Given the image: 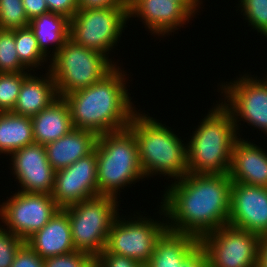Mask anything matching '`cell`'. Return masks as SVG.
Listing matches in <instances>:
<instances>
[{
    "mask_svg": "<svg viewBox=\"0 0 267 267\" xmlns=\"http://www.w3.org/2000/svg\"><path fill=\"white\" fill-rule=\"evenodd\" d=\"M232 183L228 174L188 173L166 185L159 203L168 230L200 239L228 225Z\"/></svg>",
    "mask_w": 267,
    "mask_h": 267,
    "instance_id": "1",
    "label": "cell"
},
{
    "mask_svg": "<svg viewBox=\"0 0 267 267\" xmlns=\"http://www.w3.org/2000/svg\"><path fill=\"white\" fill-rule=\"evenodd\" d=\"M122 67L117 65L100 81L63 97L75 129L91 131L99 136L128 127L138 108L128 90L132 75Z\"/></svg>",
    "mask_w": 267,
    "mask_h": 267,
    "instance_id": "2",
    "label": "cell"
},
{
    "mask_svg": "<svg viewBox=\"0 0 267 267\" xmlns=\"http://www.w3.org/2000/svg\"><path fill=\"white\" fill-rule=\"evenodd\" d=\"M145 111L137 109L127 127L136 139L145 179L157 175L168 182L181 179L188 174L187 137L182 139L178 130Z\"/></svg>",
    "mask_w": 267,
    "mask_h": 267,
    "instance_id": "3",
    "label": "cell"
},
{
    "mask_svg": "<svg viewBox=\"0 0 267 267\" xmlns=\"http://www.w3.org/2000/svg\"><path fill=\"white\" fill-rule=\"evenodd\" d=\"M215 101L186 140L188 173H229L233 147L240 137L232 113Z\"/></svg>",
    "mask_w": 267,
    "mask_h": 267,
    "instance_id": "4",
    "label": "cell"
},
{
    "mask_svg": "<svg viewBox=\"0 0 267 267\" xmlns=\"http://www.w3.org/2000/svg\"><path fill=\"white\" fill-rule=\"evenodd\" d=\"M94 150L98 195L122 199L119 197L123 190L146 180L139 163L136 139L128 128L99 135Z\"/></svg>",
    "mask_w": 267,
    "mask_h": 267,
    "instance_id": "5",
    "label": "cell"
},
{
    "mask_svg": "<svg viewBox=\"0 0 267 267\" xmlns=\"http://www.w3.org/2000/svg\"><path fill=\"white\" fill-rule=\"evenodd\" d=\"M82 47L67 39L50 60L49 71L58 97L89 87L100 81L119 64V59Z\"/></svg>",
    "mask_w": 267,
    "mask_h": 267,
    "instance_id": "6",
    "label": "cell"
},
{
    "mask_svg": "<svg viewBox=\"0 0 267 267\" xmlns=\"http://www.w3.org/2000/svg\"><path fill=\"white\" fill-rule=\"evenodd\" d=\"M118 200L97 195L63 209L69 217L76 250L96 258L105 249L110 229L122 209Z\"/></svg>",
    "mask_w": 267,
    "mask_h": 267,
    "instance_id": "7",
    "label": "cell"
},
{
    "mask_svg": "<svg viewBox=\"0 0 267 267\" xmlns=\"http://www.w3.org/2000/svg\"><path fill=\"white\" fill-rule=\"evenodd\" d=\"M156 209L160 220L144 214L145 210L134 211L128 216L119 214L110 229L105 249L137 262L149 261L158 240L168 230L162 206L157 205Z\"/></svg>",
    "mask_w": 267,
    "mask_h": 267,
    "instance_id": "8",
    "label": "cell"
},
{
    "mask_svg": "<svg viewBox=\"0 0 267 267\" xmlns=\"http://www.w3.org/2000/svg\"><path fill=\"white\" fill-rule=\"evenodd\" d=\"M259 78L250 71L239 74V77L236 75L235 80L216 85L217 92L222 95L219 101L232 113L240 138L243 122L267 137V80Z\"/></svg>",
    "mask_w": 267,
    "mask_h": 267,
    "instance_id": "9",
    "label": "cell"
},
{
    "mask_svg": "<svg viewBox=\"0 0 267 267\" xmlns=\"http://www.w3.org/2000/svg\"><path fill=\"white\" fill-rule=\"evenodd\" d=\"M127 24L128 10L124 6L78 9L69 21V39L110 58Z\"/></svg>",
    "mask_w": 267,
    "mask_h": 267,
    "instance_id": "10",
    "label": "cell"
},
{
    "mask_svg": "<svg viewBox=\"0 0 267 267\" xmlns=\"http://www.w3.org/2000/svg\"><path fill=\"white\" fill-rule=\"evenodd\" d=\"M11 193L0 204V224L24 241L41 230L60 209L51 194Z\"/></svg>",
    "mask_w": 267,
    "mask_h": 267,
    "instance_id": "11",
    "label": "cell"
},
{
    "mask_svg": "<svg viewBox=\"0 0 267 267\" xmlns=\"http://www.w3.org/2000/svg\"><path fill=\"white\" fill-rule=\"evenodd\" d=\"M260 236L230 225L199 239L208 267H257Z\"/></svg>",
    "mask_w": 267,
    "mask_h": 267,
    "instance_id": "12",
    "label": "cell"
},
{
    "mask_svg": "<svg viewBox=\"0 0 267 267\" xmlns=\"http://www.w3.org/2000/svg\"><path fill=\"white\" fill-rule=\"evenodd\" d=\"M51 195L60 209L97 196L96 151L64 169L55 171Z\"/></svg>",
    "mask_w": 267,
    "mask_h": 267,
    "instance_id": "13",
    "label": "cell"
},
{
    "mask_svg": "<svg viewBox=\"0 0 267 267\" xmlns=\"http://www.w3.org/2000/svg\"><path fill=\"white\" fill-rule=\"evenodd\" d=\"M10 156L8 169L19 184L17 191L52 194L55 170L49 164L44 145L33 143Z\"/></svg>",
    "mask_w": 267,
    "mask_h": 267,
    "instance_id": "14",
    "label": "cell"
},
{
    "mask_svg": "<svg viewBox=\"0 0 267 267\" xmlns=\"http://www.w3.org/2000/svg\"><path fill=\"white\" fill-rule=\"evenodd\" d=\"M228 225L267 235V187L233 182Z\"/></svg>",
    "mask_w": 267,
    "mask_h": 267,
    "instance_id": "15",
    "label": "cell"
},
{
    "mask_svg": "<svg viewBox=\"0 0 267 267\" xmlns=\"http://www.w3.org/2000/svg\"><path fill=\"white\" fill-rule=\"evenodd\" d=\"M137 17L154 37L178 33L195 18L180 2L174 0H138L128 9V22Z\"/></svg>",
    "mask_w": 267,
    "mask_h": 267,
    "instance_id": "16",
    "label": "cell"
},
{
    "mask_svg": "<svg viewBox=\"0 0 267 267\" xmlns=\"http://www.w3.org/2000/svg\"><path fill=\"white\" fill-rule=\"evenodd\" d=\"M255 142L244 136L235 142L228 175L233 182L267 187V146Z\"/></svg>",
    "mask_w": 267,
    "mask_h": 267,
    "instance_id": "17",
    "label": "cell"
},
{
    "mask_svg": "<svg viewBox=\"0 0 267 267\" xmlns=\"http://www.w3.org/2000/svg\"><path fill=\"white\" fill-rule=\"evenodd\" d=\"M41 258L75 251L68 214L59 209L50 221L26 241Z\"/></svg>",
    "mask_w": 267,
    "mask_h": 267,
    "instance_id": "18",
    "label": "cell"
},
{
    "mask_svg": "<svg viewBox=\"0 0 267 267\" xmlns=\"http://www.w3.org/2000/svg\"><path fill=\"white\" fill-rule=\"evenodd\" d=\"M98 136L87 130L73 128L68 134L45 145L51 167L57 171L91 154Z\"/></svg>",
    "mask_w": 267,
    "mask_h": 267,
    "instance_id": "19",
    "label": "cell"
},
{
    "mask_svg": "<svg viewBox=\"0 0 267 267\" xmlns=\"http://www.w3.org/2000/svg\"><path fill=\"white\" fill-rule=\"evenodd\" d=\"M24 81L17 102L11 112L32 117L58 98L55 81L49 70L44 74L33 72Z\"/></svg>",
    "mask_w": 267,
    "mask_h": 267,
    "instance_id": "20",
    "label": "cell"
},
{
    "mask_svg": "<svg viewBox=\"0 0 267 267\" xmlns=\"http://www.w3.org/2000/svg\"><path fill=\"white\" fill-rule=\"evenodd\" d=\"M34 142L41 145L54 142L68 134L72 125L69 106L58 97L47 108L31 117Z\"/></svg>",
    "mask_w": 267,
    "mask_h": 267,
    "instance_id": "21",
    "label": "cell"
},
{
    "mask_svg": "<svg viewBox=\"0 0 267 267\" xmlns=\"http://www.w3.org/2000/svg\"><path fill=\"white\" fill-rule=\"evenodd\" d=\"M69 21L66 16L52 12L30 20L28 26L33 31L41 52L49 61L69 38Z\"/></svg>",
    "mask_w": 267,
    "mask_h": 267,
    "instance_id": "22",
    "label": "cell"
},
{
    "mask_svg": "<svg viewBox=\"0 0 267 267\" xmlns=\"http://www.w3.org/2000/svg\"><path fill=\"white\" fill-rule=\"evenodd\" d=\"M200 245L199 239L167 230L149 259L151 267H178Z\"/></svg>",
    "mask_w": 267,
    "mask_h": 267,
    "instance_id": "23",
    "label": "cell"
},
{
    "mask_svg": "<svg viewBox=\"0 0 267 267\" xmlns=\"http://www.w3.org/2000/svg\"><path fill=\"white\" fill-rule=\"evenodd\" d=\"M34 142L31 117L0 112V156L10 157L16 150Z\"/></svg>",
    "mask_w": 267,
    "mask_h": 267,
    "instance_id": "24",
    "label": "cell"
},
{
    "mask_svg": "<svg viewBox=\"0 0 267 267\" xmlns=\"http://www.w3.org/2000/svg\"><path fill=\"white\" fill-rule=\"evenodd\" d=\"M15 48L20 62L31 72L41 69L43 73V69H45V72L49 70L50 61L41 52L37 39L29 26L15 28Z\"/></svg>",
    "mask_w": 267,
    "mask_h": 267,
    "instance_id": "25",
    "label": "cell"
},
{
    "mask_svg": "<svg viewBox=\"0 0 267 267\" xmlns=\"http://www.w3.org/2000/svg\"><path fill=\"white\" fill-rule=\"evenodd\" d=\"M237 10L251 30L267 39V0H238ZM239 8V9H238Z\"/></svg>",
    "mask_w": 267,
    "mask_h": 267,
    "instance_id": "26",
    "label": "cell"
},
{
    "mask_svg": "<svg viewBox=\"0 0 267 267\" xmlns=\"http://www.w3.org/2000/svg\"><path fill=\"white\" fill-rule=\"evenodd\" d=\"M33 72L0 73V112L12 111L23 81Z\"/></svg>",
    "mask_w": 267,
    "mask_h": 267,
    "instance_id": "27",
    "label": "cell"
},
{
    "mask_svg": "<svg viewBox=\"0 0 267 267\" xmlns=\"http://www.w3.org/2000/svg\"><path fill=\"white\" fill-rule=\"evenodd\" d=\"M28 70L19 60L15 48V29H0V73Z\"/></svg>",
    "mask_w": 267,
    "mask_h": 267,
    "instance_id": "28",
    "label": "cell"
},
{
    "mask_svg": "<svg viewBox=\"0 0 267 267\" xmlns=\"http://www.w3.org/2000/svg\"><path fill=\"white\" fill-rule=\"evenodd\" d=\"M29 23L22 0H0V29L24 28Z\"/></svg>",
    "mask_w": 267,
    "mask_h": 267,
    "instance_id": "29",
    "label": "cell"
},
{
    "mask_svg": "<svg viewBox=\"0 0 267 267\" xmlns=\"http://www.w3.org/2000/svg\"><path fill=\"white\" fill-rule=\"evenodd\" d=\"M24 243V240L0 224V267H11L16 253Z\"/></svg>",
    "mask_w": 267,
    "mask_h": 267,
    "instance_id": "30",
    "label": "cell"
},
{
    "mask_svg": "<svg viewBox=\"0 0 267 267\" xmlns=\"http://www.w3.org/2000/svg\"><path fill=\"white\" fill-rule=\"evenodd\" d=\"M93 259L89 253L75 250L68 254L44 258V267H87Z\"/></svg>",
    "mask_w": 267,
    "mask_h": 267,
    "instance_id": "31",
    "label": "cell"
},
{
    "mask_svg": "<svg viewBox=\"0 0 267 267\" xmlns=\"http://www.w3.org/2000/svg\"><path fill=\"white\" fill-rule=\"evenodd\" d=\"M11 267H44V259L25 242L16 253Z\"/></svg>",
    "mask_w": 267,
    "mask_h": 267,
    "instance_id": "32",
    "label": "cell"
},
{
    "mask_svg": "<svg viewBox=\"0 0 267 267\" xmlns=\"http://www.w3.org/2000/svg\"><path fill=\"white\" fill-rule=\"evenodd\" d=\"M101 267H136L137 261L104 249L96 258Z\"/></svg>",
    "mask_w": 267,
    "mask_h": 267,
    "instance_id": "33",
    "label": "cell"
},
{
    "mask_svg": "<svg viewBox=\"0 0 267 267\" xmlns=\"http://www.w3.org/2000/svg\"><path fill=\"white\" fill-rule=\"evenodd\" d=\"M49 12L58 13L71 19L78 11L77 0H46Z\"/></svg>",
    "mask_w": 267,
    "mask_h": 267,
    "instance_id": "34",
    "label": "cell"
},
{
    "mask_svg": "<svg viewBox=\"0 0 267 267\" xmlns=\"http://www.w3.org/2000/svg\"><path fill=\"white\" fill-rule=\"evenodd\" d=\"M22 3L29 20L39 15L49 13L46 0H22Z\"/></svg>",
    "mask_w": 267,
    "mask_h": 267,
    "instance_id": "35",
    "label": "cell"
},
{
    "mask_svg": "<svg viewBox=\"0 0 267 267\" xmlns=\"http://www.w3.org/2000/svg\"><path fill=\"white\" fill-rule=\"evenodd\" d=\"M178 267H208L204 249L199 245Z\"/></svg>",
    "mask_w": 267,
    "mask_h": 267,
    "instance_id": "36",
    "label": "cell"
},
{
    "mask_svg": "<svg viewBox=\"0 0 267 267\" xmlns=\"http://www.w3.org/2000/svg\"><path fill=\"white\" fill-rule=\"evenodd\" d=\"M79 9H104L124 6L122 0H77Z\"/></svg>",
    "mask_w": 267,
    "mask_h": 267,
    "instance_id": "37",
    "label": "cell"
},
{
    "mask_svg": "<svg viewBox=\"0 0 267 267\" xmlns=\"http://www.w3.org/2000/svg\"><path fill=\"white\" fill-rule=\"evenodd\" d=\"M257 267H267V235L260 236Z\"/></svg>",
    "mask_w": 267,
    "mask_h": 267,
    "instance_id": "38",
    "label": "cell"
},
{
    "mask_svg": "<svg viewBox=\"0 0 267 267\" xmlns=\"http://www.w3.org/2000/svg\"><path fill=\"white\" fill-rule=\"evenodd\" d=\"M180 2L194 17L202 10L203 0H174ZM200 8V9H199Z\"/></svg>",
    "mask_w": 267,
    "mask_h": 267,
    "instance_id": "39",
    "label": "cell"
},
{
    "mask_svg": "<svg viewBox=\"0 0 267 267\" xmlns=\"http://www.w3.org/2000/svg\"><path fill=\"white\" fill-rule=\"evenodd\" d=\"M124 7L128 10L138 0H122Z\"/></svg>",
    "mask_w": 267,
    "mask_h": 267,
    "instance_id": "40",
    "label": "cell"
},
{
    "mask_svg": "<svg viewBox=\"0 0 267 267\" xmlns=\"http://www.w3.org/2000/svg\"><path fill=\"white\" fill-rule=\"evenodd\" d=\"M87 267H101V265L96 261L94 258L88 265Z\"/></svg>",
    "mask_w": 267,
    "mask_h": 267,
    "instance_id": "41",
    "label": "cell"
},
{
    "mask_svg": "<svg viewBox=\"0 0 267 267\" xmlns=\"http://www.w3.org/2000/svg\"><path fill=\"white\" fill-rule=\"evenodd\" d=\"M136 267H151L148 261L146 262H137Z\"/></svg>",
    "mask_w": 267,
    "mask_h": 267,
    "instance_id": "42",
    "label": "cell"
}]
</instances>
